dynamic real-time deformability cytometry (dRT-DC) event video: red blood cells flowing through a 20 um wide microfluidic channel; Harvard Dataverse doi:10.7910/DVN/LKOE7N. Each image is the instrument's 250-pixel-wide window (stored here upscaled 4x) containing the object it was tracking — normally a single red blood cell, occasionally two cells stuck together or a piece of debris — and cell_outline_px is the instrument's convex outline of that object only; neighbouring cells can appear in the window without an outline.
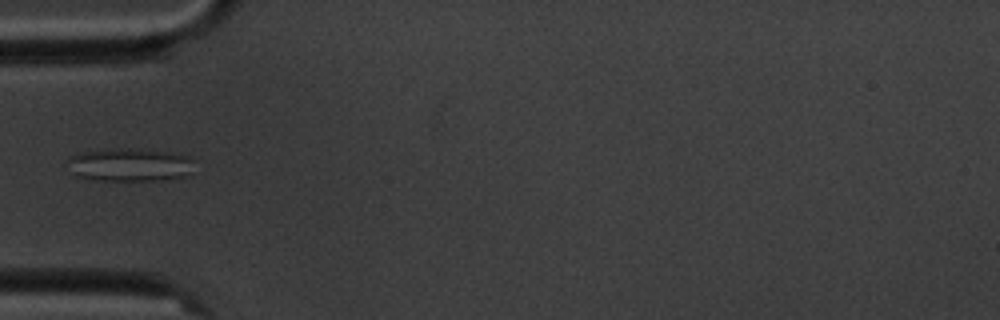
{"species": "common noctule bat (a hibernating species)", "species_latin": "Nyctalus noctula", "temperature_condition": "cold", "stored_images_in_passage": 9, "camera_frame_rate_fps": 3000, "um_per_image_px": 0.085, "animal": {"sex": "male", "body_mass_g": 20.1, "forearm_length_mm": 53.5}, "frame": {"image": 1, "passage_image": 3, "time_ms": 2.333, "image_size_px": [1000, 320], "cell_outline_px": [[196, 160], [192, 172], [184, 176], [164, 180], [92, 180], [76, 176], [72, 172], [64, 160], [68, 156], [80, 152], [112, 148], [140, 148], [172, 152], [188, 156]], "centroid_in_image_um": [11.02, 13.99], "position_along_channel_um": 74.0, "area_um2": 25.26}}
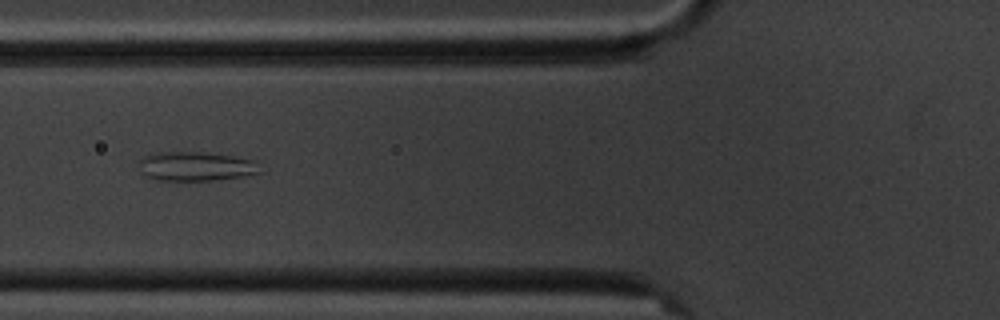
{"frame": {"image": 2, "passage_image": 4, "time_ms": 3.333, "image_size_px": [1000, 320], "cell_outline_px": [[260, 172], [248, 176], [212, 180], [156, 180], [140, 172], [140, 160], [144, 156], [156, 152], [200, 152], [232, 156], [256, 160]], "centroid_in_image_um": [16.65, 14.14], "position_along_channel_um": 109.1, "area_um2": 20.52}}
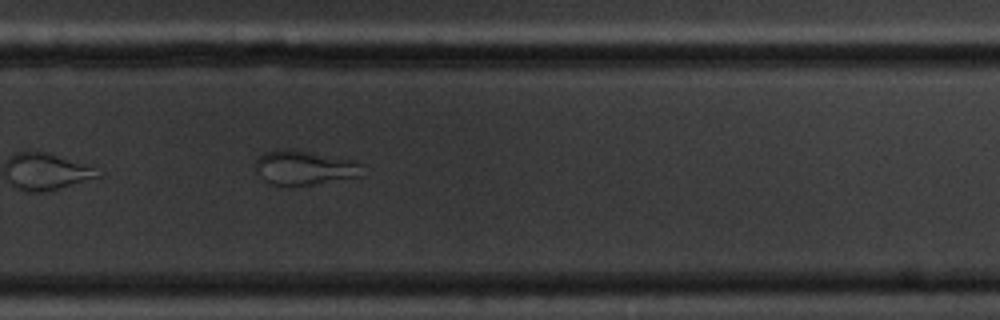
{"frame": {"image": 3, "passage_image": 9, "time_ms": 9.0, "image_size_px": [1000, 320], "cell_outline_px": [[364, 176], [312, 184], [268, 184], [256, 172], [256, 160], [264, 152], [276, 148], [292, 148], [356, 160], [364, 164]], "centroid_in_image_um": [25.93, 14.21], "position_along_channel_um": 303.9, "area_um2": 21.85}}